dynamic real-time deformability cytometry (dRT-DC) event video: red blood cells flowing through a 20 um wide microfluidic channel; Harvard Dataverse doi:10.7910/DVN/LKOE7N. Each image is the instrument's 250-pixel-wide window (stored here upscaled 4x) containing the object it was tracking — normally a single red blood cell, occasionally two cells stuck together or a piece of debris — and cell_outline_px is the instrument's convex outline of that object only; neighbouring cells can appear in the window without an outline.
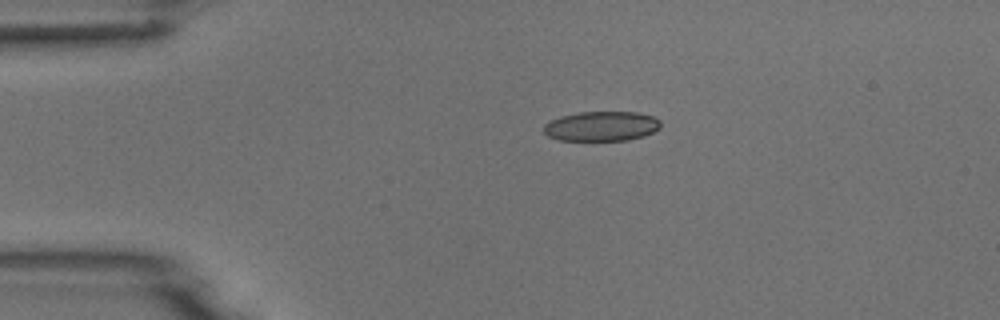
{"species": "common noctule bat (a hibernating species)", "species_latin": "Nyctalus noctula", "temperature_condition": "room temperature", "stored_images_in_passage": 2, "camera_frame_rate_fps": 3000, "um_per_image_px": 0.085, "animal": {"sex": "male", "body_mass_g": 18.8}, "frame": {"image": 1, "passage_image": 2, "time_ms": 1.333, "image_size_px": [1000, 320], "cell_outline_px": [[660, 128], [644, 136], [628, 140], [556, 140], [548, 136], [544, 132], [544, 124], [560, 116], [580, 112], [636, 112], [652, 116], [660, 120]], "centroid_in_image_um": [51.12, 10.73], "position_along_channel_um": 33.9, "area_um2": 20.23}}